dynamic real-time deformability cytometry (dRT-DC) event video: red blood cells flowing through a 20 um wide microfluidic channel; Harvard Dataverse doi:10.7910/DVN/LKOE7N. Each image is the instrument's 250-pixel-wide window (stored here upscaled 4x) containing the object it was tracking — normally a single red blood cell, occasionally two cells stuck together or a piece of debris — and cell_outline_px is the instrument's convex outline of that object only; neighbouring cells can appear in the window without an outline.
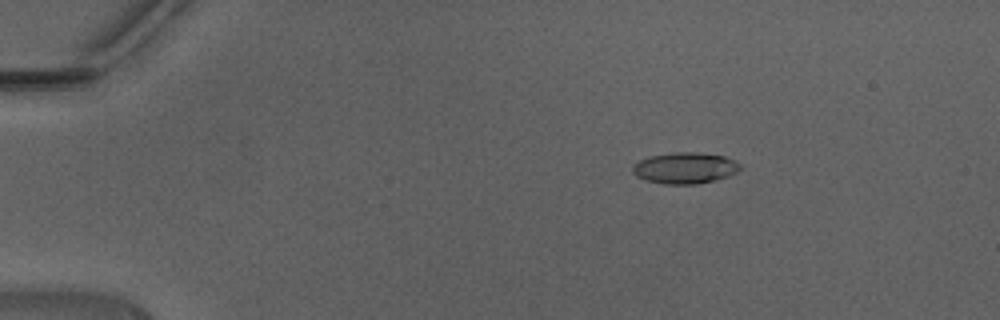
{"species": "Egyptian fruit bat (a non-hibernating species)", "species_latin": "Rousettus aegyptiacus", "temperature_condition": "warm", "stored_images_in_passage": 46, "camera_frame_rate_fps": 3000, "um_per_image_px": 0.085, "animal": {"sex": "male"}, "frame": {"image": 1, "passage_image": 7, "time_ms": 2.0, "image_size_px": [1000, 320], "cell_outline_px": [[744, 168], [728, 176], [696, 184], [664, 184], [644, 180], [636, 176], [632, 172], [632, 164], [640, 160], [652, 156], [672, 152], [696, 152], [724, 156], [736, 160]], "centroid_in_image_um": [58.22, 14.28], "position_along_channel_um": 26.8, "area_um2": 19.65}}
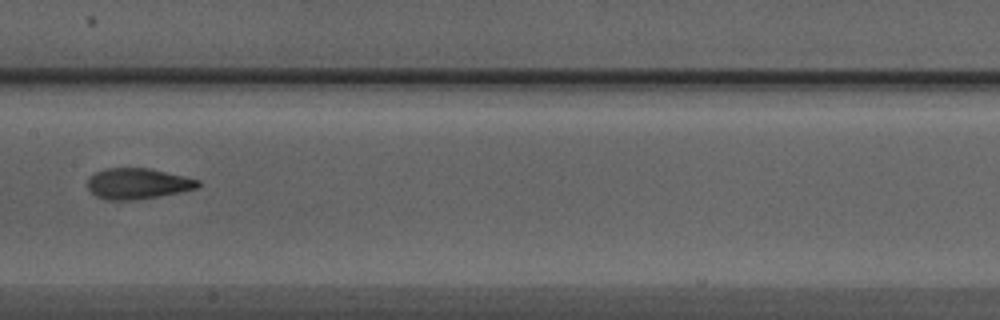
{"frame": {"image": 2, "passage_image": 24, "time_ms": 7.667, "image_size_px": [1000, 320], "cell_outline_px": [[200, 184], [196, 188], [180, 192], [160, 196], [136, 200], [108, 200], [96, 196], [88, 188], [88, 176], [104, 168], [148, 168], [184, 176], [200, 180]], "centroid_in_image_um": [11.68, 15.61], "position_along_channel_um": 195.7, "area_um2": 19.83}}
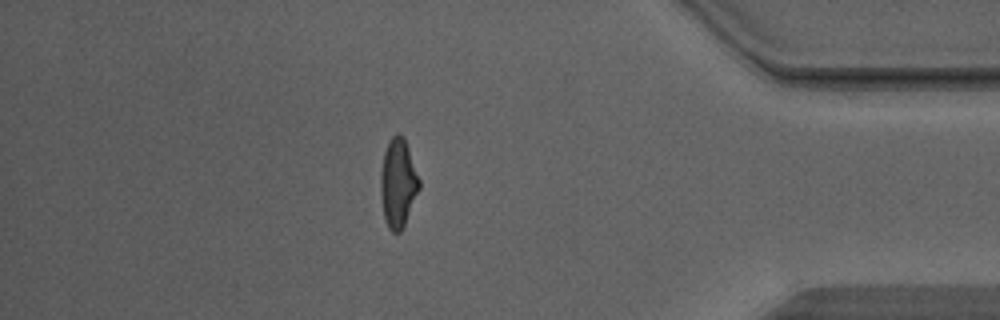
{"frame": {"image": 3, "passage_image": 40, "time_ms": 13.0, "image_size_px": [1000, 320], "cell_outline_px": [[420, 188], [404, 224], [400, 232], [392, 232], [388, 228], [384, 220], [380, 192], [380, 172], [384, 152], [388, 140], [392, 136], [400, 132], [404, 136], [420, 180]], "centroid_in_image_um": [33.82, 15.53], "position_along_channel_um": 401.4, "area_um2": 20.11}, "authors_computed_cell_mechanics": {"area_um2": 19.6231, "velocity_mm_per_s": 4.4669, "shape_relaxation_time_tau1_ms": 4.6338, "shape_relaxation_time_tau2_ms": 1.1184, "deformation_change_tau1": 0.1842, "deformation_change_tau2": 0.0901}}